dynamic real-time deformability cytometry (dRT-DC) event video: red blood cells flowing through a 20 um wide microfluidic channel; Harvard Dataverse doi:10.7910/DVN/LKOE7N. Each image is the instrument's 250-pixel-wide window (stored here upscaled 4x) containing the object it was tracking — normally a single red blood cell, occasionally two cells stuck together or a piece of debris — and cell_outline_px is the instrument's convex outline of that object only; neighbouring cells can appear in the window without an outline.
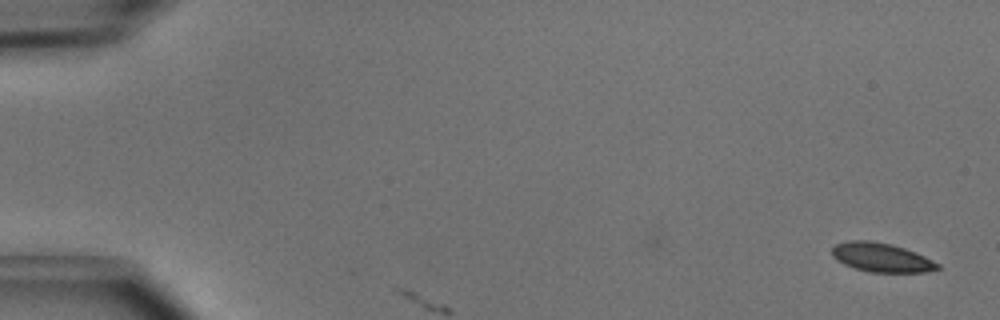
{"species": "common noctule bat (a hibernating species)", "species_latin": "Nyctalus noctula", "temperature_condition": "cold", "stored_images_in_passage": 4, "camera_frame_rate_fps": 3000, "um_per_image_px": 0.085, "animal": {"sex": "male", "body_mass_g": 15.6}, "frame": {"image": 1, "passage_image": 1, "time_ms": 0.0, "image_size_px": [1000, 320], "cell_outline_px": [[940, 268], [924, 272], [868, 272], [844, 264], [836, 260], [832, 256], [832, 248], [836, 244], [848, 240], [872, 240], [892, 244], [904, 248], [924, 256], [940, 264]], "centroid_in_image_um": [74.89, 21.87], "position_along_channel_um": 10.1, "area_um2": 17.86}}